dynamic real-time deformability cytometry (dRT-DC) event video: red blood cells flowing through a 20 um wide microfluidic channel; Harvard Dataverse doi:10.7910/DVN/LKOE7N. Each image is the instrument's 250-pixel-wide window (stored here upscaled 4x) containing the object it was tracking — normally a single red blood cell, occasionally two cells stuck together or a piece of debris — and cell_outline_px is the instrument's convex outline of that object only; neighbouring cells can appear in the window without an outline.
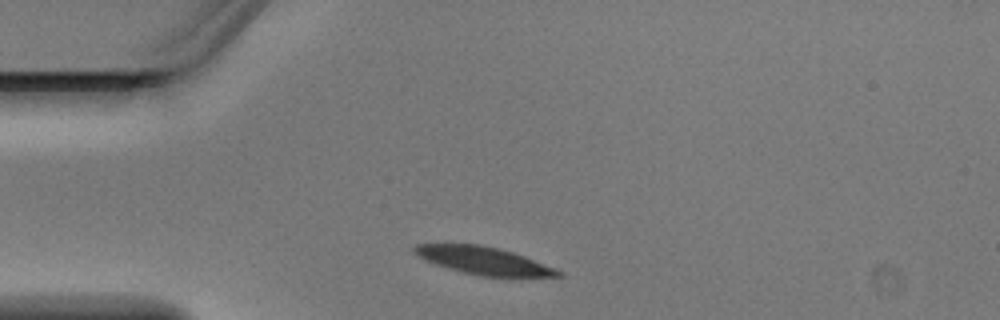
{"species": "Egyptian fruit bat (a non-hibernating species)", "species_latin": "Rousettus aegyptiacus", "temperature_condition": "warm", "stored_images_in_passage": 2, "camera_frame_rate_fps": 3000, "um_per_image_px": 0.085, "animal": {"sex": "male"}, "frame": {"image": 1, "passage_image": 1, "time_ms": 0.0, "image_size_px": [1000, 320], "cell_outline_px": [[564, 276], [480, 276], [460, 272], [436, 264], [412, 252], [412, 248], [416, 244], [480, 244], [500, 248], [524, 256], [556, 268]], "centroid_in_image_um": [41.09, 22.14], "position_along_channel_um": 43.9, "area_um2": 22.83}}
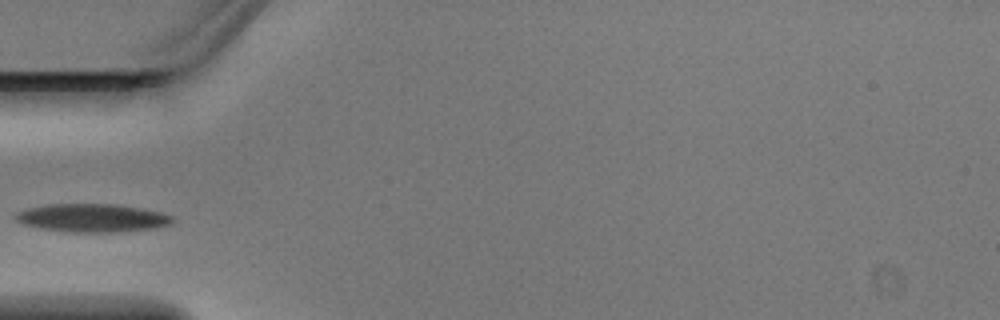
{"frame": {"image": 2, "passage_image": 2, "time_ms": 0.333, "image_size_px": [1000, 320], "cell_outline_px": [[176, 220], [168, 224], [156, 228], [112, 232], [72, 232], [40, 228], [20, 224], [12, 216], [16, 212], [24, 208], [44, 204], [116, 204], [144, 208], [176, 216]], "centroid_in_image_um": [7.81, 18.51], "position_along_channel_um": 77.2, "area_um2": 26.24}}